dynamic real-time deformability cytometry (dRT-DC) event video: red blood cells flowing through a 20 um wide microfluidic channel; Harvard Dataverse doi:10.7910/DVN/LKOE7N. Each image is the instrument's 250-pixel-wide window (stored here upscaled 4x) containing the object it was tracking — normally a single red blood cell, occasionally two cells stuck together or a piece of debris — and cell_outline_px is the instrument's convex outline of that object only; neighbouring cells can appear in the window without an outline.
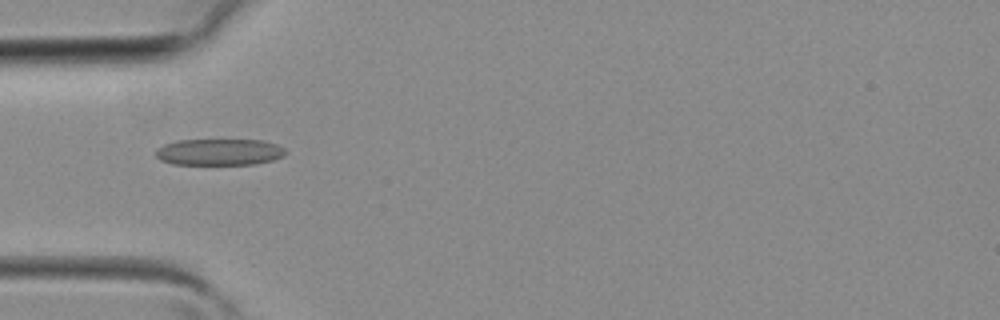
{"species": "common noctule bat (a hibernating species)", "species_latin": "Nyctalus noctula", "temperature_condition": "room temperature", "stored_images_in_passage": 38, "camera_frame_rate_fps": 3000, "um_per_image_px": 0.085, "animal": {"sex": "female", "body_mass_g": 19.3, "forearm_length_mm": 54.1}, "frame": {"image": 1, "passage_image": 11, "time_ms": 3.333, "image_size_px": [1000, 320], "cell_outline_px": [[288, 152], [284, 156], [272, 160], [252, 164], [172, 164], [160, 160], [156, 156], [156, 148], [164, 144], [176, 140], [264, 140], [276, 144], [284, 148]], "centroid_in_image_um": [18.63, 12.91], "position_along_channel_um": 66.4, "area_um2": 20.11}}
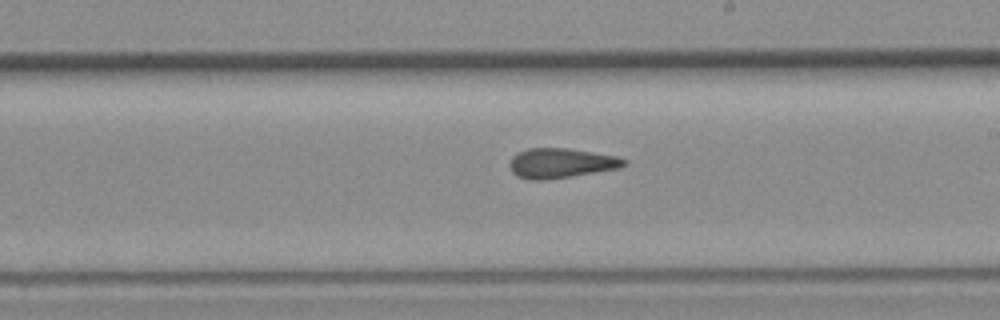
{"frame": {"image": 2, "passage_image": 21, "time_ms": 6.667, "image_size_px": [1000, 320], "cell_outline_px": [[628, 164], [620, 168], [572, 176], [544, 180], [528, 180], [516, 176], [512, 172], [508, 164], [512, 156], [528, 148], [568, 148], [616, 156], [628, 160]], "centroid_in_image_um": [47.68, 13.87], "position_along_channel_um": 241.3, "area_um2": 20.0}}
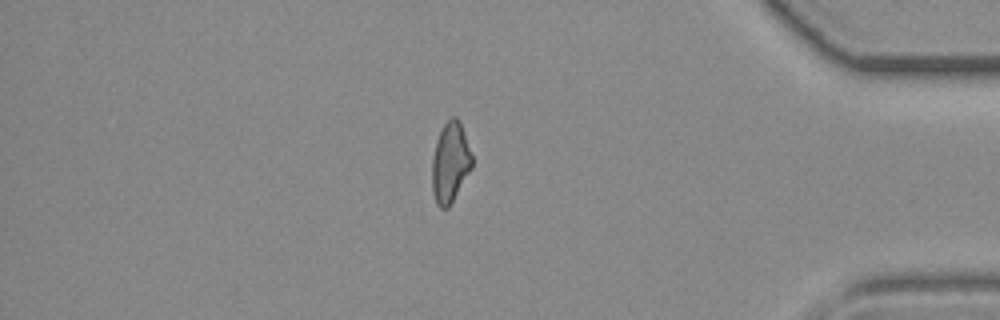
{"frame": {"image": 3, "passage_image": 32, "time_ms": 10.333, "image_size_px": [1000, 320], "cell_outline_px": [[472, 168], [448, 208], [440, 208], [436, 204], [432, 192], [432, 160], [436, 140], [444, 124], [452, 116], [456, 116], [460, 120], [472, 156]], "centroid_in_image_um": [38.26, 13.81], "position_along_channel_um": 396.9, "area_um2": 18.67}}